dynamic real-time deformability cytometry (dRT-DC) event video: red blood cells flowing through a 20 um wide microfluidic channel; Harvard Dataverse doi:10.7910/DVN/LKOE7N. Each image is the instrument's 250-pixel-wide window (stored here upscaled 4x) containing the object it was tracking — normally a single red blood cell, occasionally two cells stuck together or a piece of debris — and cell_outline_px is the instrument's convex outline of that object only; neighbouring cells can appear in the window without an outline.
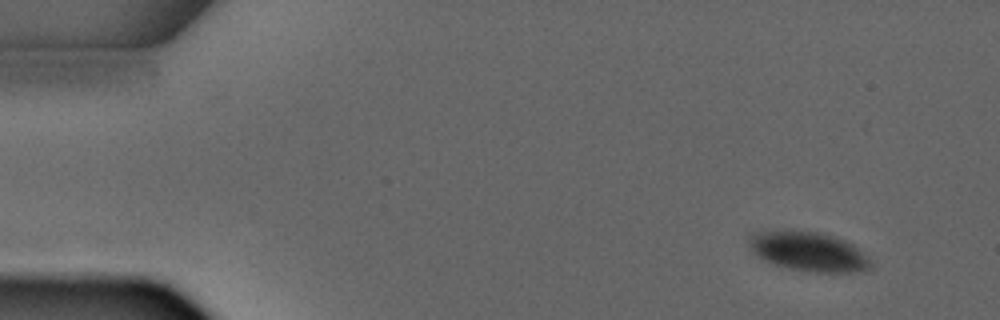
{"species": "common noctule bat (a hibernating species)", "species_latin": "Nyctalus noctula", "temperature_condition": "warm", "stored_images_in_passage": 4, "camera_frame_rate_fps": 3000, "um_per_image_px": 0.085, "animal": {"sex": "male", "forearm_length_mm": 52.5}, "frame": {"image": 1, "passage_image": 1, "time_ms": 0.0, "image_size_px": [1000, 320], "cell_outline_px": [[872, 268], [856, 272], [816, 272], [788, 268], [764, 260], [748, 244], [748, 232], [784, 228], [820, 232], [836, 236], [852, 244], [868, 256], [872, 264]], "centroid_in_image_um": [68.7, 21.32], "position_along_channel_um": 16.3, "area_um2": 28.5}}